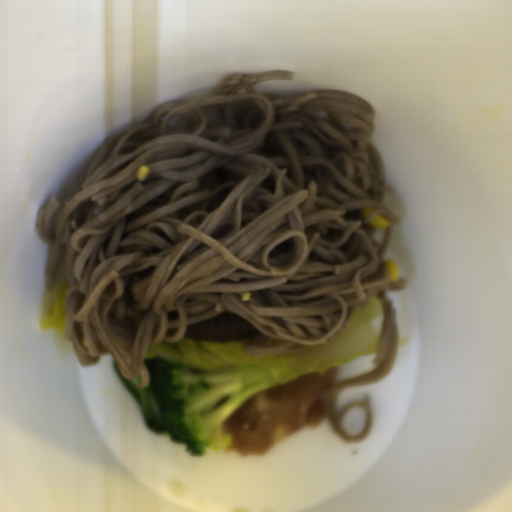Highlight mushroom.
Masks as SVG:
<instances>
[{
	"label": "mushroom",
	"mask_w": 512,
	"mask_h": 512,
	"mask_svg": "<svg viewBox=\"0 0 512 512\" xmlns=\"http://www.w3.org/2000/svg\"><path fill=\"white\" fill-rule=\"evenodd\" d=\"M257 334L256 327L240 315L225 311L188 325L184 336L209 343H232Z\"/></svg>",
	"instance_id": "mushroom-1"
}]
</instances>
